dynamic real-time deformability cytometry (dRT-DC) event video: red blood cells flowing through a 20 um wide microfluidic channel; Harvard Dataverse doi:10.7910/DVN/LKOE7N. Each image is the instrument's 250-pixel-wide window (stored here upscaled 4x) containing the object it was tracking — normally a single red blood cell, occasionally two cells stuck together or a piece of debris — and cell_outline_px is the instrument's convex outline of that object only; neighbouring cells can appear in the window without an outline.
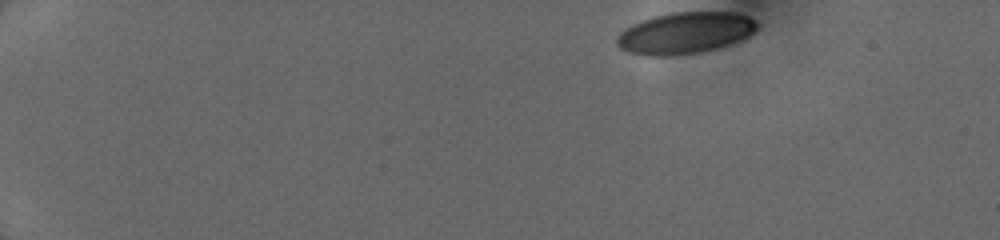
{"species": "human", "species_latin": "Homo sapiens", "temperature_condition": "cold", "stored_images_in_passage": 6, "camera_frame_rate_fps": 3000, "um_per_image_px": 0.085, "donor": {"sex": "female"}, "frame": {"image": 1, "passage_image": 1, "time_ms": 0.0, "image_size_px": [1000, 240], "cell_outline_px": [[756, 32], [740, 40], [716, 48], [700, 52], [668, 56], [648, 56], [628, 52], [620, 48], [616, 44], [616, 36], [624, 28], [640, 20], [652, 16], [668, 12], [736, 12], [748, 16], [756, 20]], "centroid_in_image_um": [58.19, 2.79], "position_along_channel_um": 26.8, "area_um2": 34.22}}
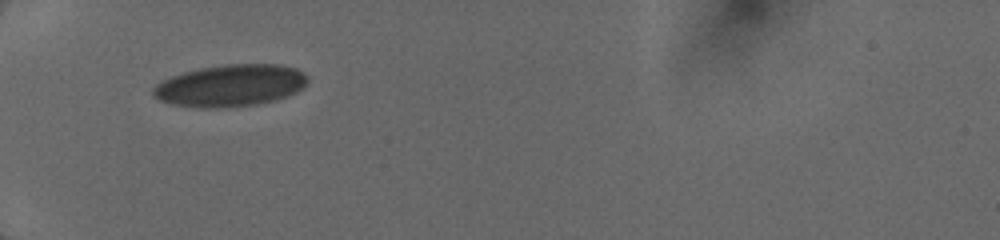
{"frame": {"image": 2, "passage_image": 4, "time_ms": 3.667, "image_size_px": [1000, 240], "cell_outline_px": [[308, 80], [304, 88], [296, 92], [276, 100], [256, 104], [216, 108], [200, 108], [172, 104], [160, 100], [152, 96], [152, 88], [160, 80], [184, 72], [200, 68], [224, 64], [280, 64], [296, 68], [304, 72], [308, 76]], "centroid_in_image_um": [19.58, 7.26], "position_along_channel_um": 65.4, "area_um2": 38.03}}
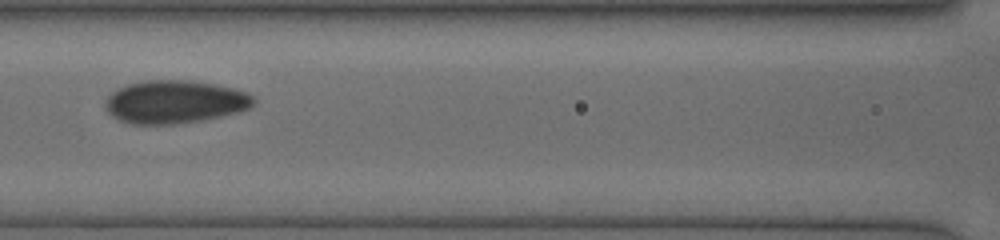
{"frame": {"image": 3, "passage_image": 6, "time_ms": 6.0, "image_size_px": [1000, 240], "cell_outline_px": [[256, 100], [248, 108], [236, 112], [220, 116], [200, 120], [172, 124], [132, 124], [120, 120], [112, 116], [104, 108], [104, 100], [112, 92], [128, 84], [144, 80], [192, 80], [216, 84], [236, 88], [252, 96]], "centroid_in_image_um": [14.82, 8.64], "position_along_channel_um": 151.8, "area_um2": 37.11}}